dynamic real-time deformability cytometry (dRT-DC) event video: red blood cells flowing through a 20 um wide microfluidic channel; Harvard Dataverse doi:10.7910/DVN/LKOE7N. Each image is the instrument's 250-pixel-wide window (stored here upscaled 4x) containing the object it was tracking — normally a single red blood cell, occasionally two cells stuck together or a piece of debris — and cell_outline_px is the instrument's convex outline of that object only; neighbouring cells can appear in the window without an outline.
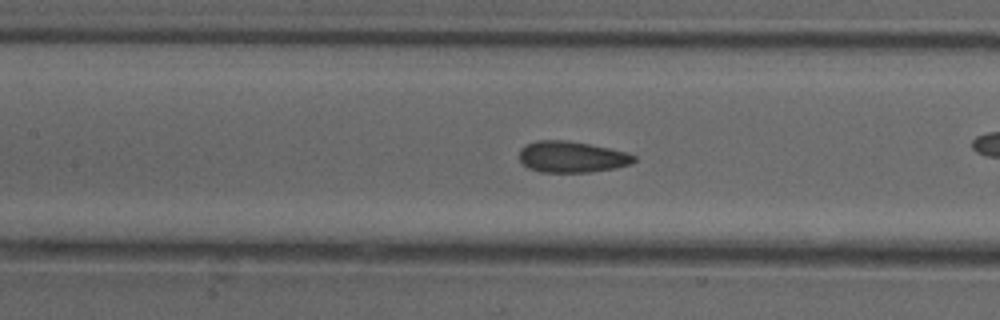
{"species": "common noctule bat (a hibernating species)", "species_latin": "Nyctalus noctula", "temperature_condition": "cold", "stored_images_in_passage": 41, "camera_frame_rate_fps": 3000, "um_per_image_px": 0.085, "animal": {"sex": "female"}, "frame": {"image": 1, "passage_image": 24, "time_ms": 7.667, "image_size_px": [1000, 320], "cell_outline_px": [[636, 160], [632, 164], [616, 168], [588, 172], [540, 172], [528, 168], [520, 160], [520, 148], [524, 144], [536, 140], [564, 140], [588, 144], [628, 152], [636, 156]], "centroid_in_image_um": [48.6, 13.33], "position_along_channel_um": 158.8, "area_um2": 20.98}}
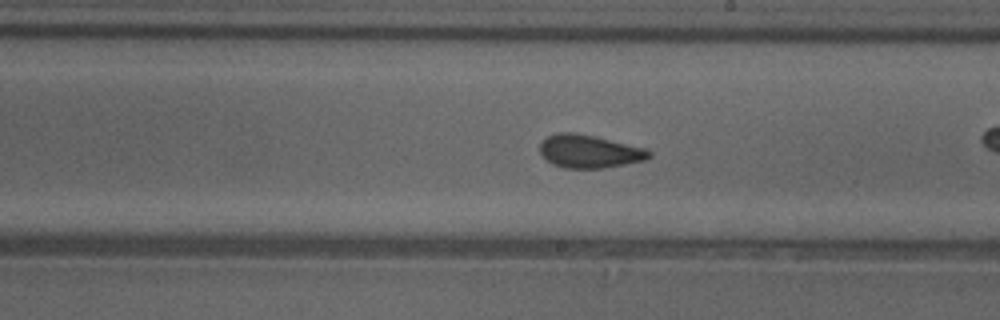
{"frame": {"image": 2, "passage_image": 30, "time_ms": 9.667, "image_size_px": [1000, 320], "cell_outline_px": [[652, 156], [644, 160], [604, 168], [564, 168], [552, 164], [540, 152], [540, 144], [548, 136], [556, 132], [576, 132], [596, 136], [648, 148], [652, 152]], "centroid_in_image_um": [50.13, 12.85], "position_along_channel_um": 238.9, "area_um2": 21.21}}